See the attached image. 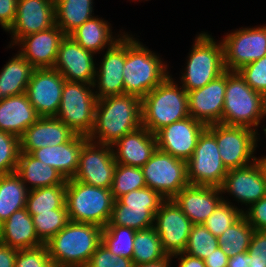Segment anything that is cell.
<instances>
[{
  "label": "cell",
  "instance_id": "cell-1",
  "mask_svg": "<svg viewBox=\"0 0 266 267\" xmlns=\"http://www.w3.org/2000/svg\"><path fill=\"white\" fill-rule=\"evenodd\" d=\"M141 109L142 99L131 94L98 99L94 127L88 140L112 146L124 135L142 126Z\"/></svg>",
  "mask_w": 266,
  "mask_h": 267
},
{
  "label": "cell",
  "instance_id": "cell-2",
  "mask_svg": "<svg viewBox=\"0 0 266 267\" xmlns=\"http://www.w3.org/2000/svg\"><path fill=\"white\" fill-rule=\"evenodd\" d=\"M103 228L91 223L69 222L45 243L55 267H86L101 243Z\"/></svg>",
  "mask_w": 266,
  "mask_h": 267
},
{
  "label": "cell",
  "instance_id": "cell-3",
  "mask_svg": "<svg viewBox=\"0 0 266 267\" xmlns=\"http://www.w3.org/2000/svg\"><path fill=\"white\" fill-rule=\"evenodd\" d=\"M134 36L126 34V59L123 68L125 94L144 98L168 75L166 62Z\"/></svg>",
  "mask_w": 266,
  "mask_h": 267
},
{
  "label": "cell",
  "instance_id": "cell-4",
  "mask_svg": "<svg viewBox=\"0 0 266 267\" xmlns=\"http://www.w3.org/2000/svg\"><path fill=\"white\" fill-rule=\"evenodd\" d=\"M142 126L155 134L163 127L189 117L188 93L169 74L142 98Z\"/></svg>",
  "mask_w": 266,
  "mask_h": 267
},
{
  "label": "cell",
  "instance_id": "cell-5",
  "mask_svg": "<svg viewBox=\"0 0 266 267\" xmlns=\"http://www.w3.org/2000/svg\"><path fill=\"white\" fill-rule=\"evenodd\" d=\"M114 201L111 189L74 179L66 180L65 205L71 222L91 223L104 228L110 220Z\"/></svg>",
  "mask_w": 266,
  "mask_h": 267
},
{
  "label": "cell",
  "instance_id": "cell-6",
  "mask_svg": "<svg viewBox=\"0 0 266 267\" xmlns=\"http://www.w3.org/2000/svg\"><path fill=\"white\" fill-rule=\"evenodd\" d=\"M191 49L180 77L186 92L204 87L226 71L222 42H216L207 32L196 35Z\"/></svg>",
  "mask_w": 266,
  "mask_h": 267
},
{
  "label": "cell",
  "instance_id": "cell-7",
  "mask_svg": "<svg viewBox=\"0 0 266 267\" xmlns=\"http://www.w3.org/2000/svg\"><path fill=\"white\" fill-rule=\"evenodd\" d=\"M261 120L260 93L254 91L238 71H226L222 124L244 126L258 132Z\"/></svg>",
  "mask_w": 266,
  "mask_h": 267
},
{
  "label": "cell",
  "instance_id": "cell-8",
  "mask_svg": "<svg viewBox=\"0 0 266 267\" xmlns=\"http://www.w3.org/2000/svg\"><path fill=\"white\" fill-rule=\"evenodd\" d=\"M93 89V84L65 80L59 111L55 117L75 134L88 137L93 130L98 100Z\"/></svg>",
  "mask_w": 266,
  "mask_h": 267
},
{
  "label": "cell",
  "instance_id": "cell-9",
  "mask_svg": "<svg viewBox=\"0 0 266 267\" xmlns=\"http://www.w3.org/2000/svg\"><path fill=\"white\" fill-rule=\"evenodd\" d=\"M206 129L216 138L222 163L227 170L247 166L258 159L253 155L259 140L257 131L221 123L208 125Z\"/></svg>",
  "mask_w": 266,
  "mask_h": 267
},
{
  "label": "cell",
  "instance_id": "cell-10",
  "mask_svg": "<svg viewBox=\"0 0 266 267\" xmlns=\"http://www.w3.org/2000/svg\"><path fill=\"white\" fill-rule=\"evenodd\" d=\"M141 168L147 187L155 190L164 199H172L189 185L187 161L158 148Z\"/></svg>",
  "mask_w": 266,
  "mask_h": 267
},
{
  "label": "cell",
  "instance_id": "cell-11",
  "mask_svg": "<svg viewBox=\"0 0 266 267\" xmlns=\"http://www.w3.org/2000/svg\"><path fill=\"white\" fill-rule=\"evenodd\" d=\"M227 172L216 138L205 129L198 138L193 155L187 160L189 185L220 187Z\"/></svg>",
  "mask_w": 266,
  "mask_h": 267
},
{
  "label": "cell",
  "instance_id": "cell-12",
  "mask_svg": "<svg viewBox=\"0 0 266 267\" xmlns=\"http://www.w3.org/2000/svg\"><path fill=\"white\" fill-rule=\"evenodd\" d=\"M221 42L225 70L238 71L266 56V25L231 31Z\"/></svg>",
  "mask_w": 266,
  "mask_h": 267
},
{
  "label": "cell",
  "instance_id": "cell-13",
  "mask_svg": "<svg viewBox=\"0 0 266 267\" xmlns=\"http://www.w3.org/2000/svg\"><path fill=\"white\" fill-rule=\"evenodd\" d=\"M193 223L173 199H165L155 214L154 228L168 256L184 252Z\"/></svg>",
  "mask_w": 266,
  "mask_h": 267
},
{
  "label": "cell",
  "instance_id": "cell-14",
  "mask_svg": "<svg viewBox=\"0 0 266 267\" xmlns=\"http://www.w3.org/2000/svg\"><path fill=\"white\" fill-rule=\"evenodd\" d=\"M116 165L111 145L97 144L88 140L80 151L79 166L73 179L111 189Z\"/></svg>",
  "mask_w": 266,
  "mask_h": 267
},
{
  "label": "cell",
  "instance_id": "cell-15",
  "mask_svg": "<svg viewBox=\"0 0 266 267\" xmlns=\"http://www.w3.org/2000/svg\"><path fill=\"white\" fill-rule=\"evenodd\" d=\"M64 83V77L56 69H34L26 95L40 117L57 115Z\"/></svg>",
  "mask_w": 266,
  "mask_h": 267
},
{
  "label": "cell",
  "instance_id": "cell-16",
  "mask_svg": "<svg viewBox=\"0 0 266 267\" xmlns=\"http://www.w3.org/2000/svg\"><path fill=\"white\" fill-rule=\"evenodd\" d=\"M220 190L222 194H231L235 201L246 207L265 197L266 174L260 157L247 166L228 170Z\"/></svg>",
  "mask_w": 266,
  "mask_h": 267
},
{
  "label": "cell",
  "instance_id": "cell-17",
  "mask_svg": "<svg viewBox=\"0 0 266 267\" xmlns=\"http://www.w3.org/2000/svg\"><path fill=\"white\" fill-rule=\"evenodd\" d=\"M55 25L54 0H18L16 16L6 31L13 41L9 48L27 35L47 30Z\"/></svg>",
  "mask_w": 266,
  "mask_h": 267
},
{
  "label": "cell",
  "instance_id": "cell-18",
  "mask_svg": "<svg viewBox=\"0 0 266 267\" xmlns=\"http://www.w3.org/2000/svg\"><path fill=\"white\" fill-rule=\"evenodd\" d=\"M206 128L205 124L191 116L173 122L155 133L157 148L187 161L193 155L198 138Z\"/></svg>",
  "mask_w": 266,
  "mask_h": 267
},
{
  "label": "cell",
  "instance_id": "cell-19",
  "mask_svg": "<svg viewBox=\"0 0 266 267\" xmlns=\"http://www.w3.org/2000/svg\"><path fill=\"white\" fill-rule=\"evenodd\" d=\"M119 35L121 38L107 48L100 67L96 68L93 87H97L94 92L98 99L125 94L123 68L126 59V33Z\"/></svg>",
  "mask_w": 266,
  "mask_h": 267
},
{
  "label": "cell",
  "instance_id": "cell-20",
  "mask_svg": "<svg viewBox=\"0 0 266 267\" xmlns=\"http://www.w3.org/2000/svg\"><path fill=\"white\" fill-rule=\"evenodd\" d=\"M93 52L81 47L72 37L62 39L53 69L67 81L93 84L96 73Z\"/></svg>",
  "mask_w": 266,
  "mask_h": 267
},
{
  "label": "cell",
  "instance_id": "cell-21",
  "mask_svg": "<svg viewBox=\"0 0 266 267\" xmlns=\"http://www.w3.org/2000/svg\"><path fill=\"white\" fill-rule=\"evenodd\" d=\"M226 89V71L204 87L189 91L188 111L206 126L221 123Z\"/></svg>",
  "mask_w": 266,
  "mask_h": 267
},
{
  "label": "cell",
  "instance_id": "cell-22",
  "mask_svg": "<svg viewBox=\"0 0 266 267\" xmlns=\"http://www.w3.org/2000/svg\"><path fill=\"white\" fill-rule=\"evenodd\" d=\"M65 37L55 24L53 27L22 37L16 44L18 52L29 61L35 69L53 68L60 43Z\"/></svg>",
  "mask_w": 266,
  "mask_h": 267
},
{
  "label": "cell",
  "instance_id": "cell-23",
  "mask_svg": "<svg viewBox=\"0 0 266 267\" xmlns=\"http://www.w3.org/2000/svg\"><path fill=\"white\" fill-rule=\"evenodd\" d=\"M172 199L193 224H203L224 197L220 187L188 185Z\"/></svg>",
  "mask_w": 266,
  "mask_h": 267
},
{
  "label": "cell",
  "instance_id": "cell-24",
  "mask_svg": "<svg viewBox=\"0 0 266 267\" xmlns=\"http://www.w3.org/2000/svg\"><path fill=\"white\" fill-rule=\"evenodd\" d=\"M156 149L155 134L143 126L124 135L112 145L117 164L140 168L150 159Z\"/></svg>",
  "mask_w": 266,
  "mask_h": 267
},
{
  "label": "cell",
  "instance_id": "cell-25",
  "mask_svg": "<svg viewBox=\"0 0 266 267\" xmlns=\"http://www.w3.org/2000/svg\"><path fill=\"white\" fill-rule=\"evenodd\" d=\"M74 135L75 133L58 118L40 117L20 137V152L31 154L42 147L68 142Z\"/></svg>",
  "mask_w": 266,
  "mask_h": 267
},
{
  "label": "cell",
  "instance_id": "cell-26",
  "mask_svg": "<svg viewBox=\"0 0 266 267\" xmlns=\"http://www.w3.org/2000/svg\"><path fill=\"white\" fill-rule=\"evenodd\" d=\"M88 137L75 134L68 142L34 150L31 155L56 169L65 180L73 179L79 166V155Z\"/></svg>",
  "mask_w": 266,
  "mask_h": 267
},
{
  "label": "cell",
  "instance_id": "cell-27",
  "mask_svg": "<svg viewBox=\"0 0 266 267\" xmlns=\"http://www.w3.org/2000/svg\"><path fill=\"white\" fill-rule=\"evenodd\" d=\"M40 118L26 93L0 101V130L19 138Z\"/></svg>",
  "mask_w": 266,
  "mask_h": 267
},
{
  "label": "cell",
  "instance_id": "cell-28",
  "mask_svg": "<svg viewBox=\"0 0 266 267\" xmlns=\"http://www.w3.org/2000/svg\"><path fill=\"white\" fill-rule=\"evenodd\" d=\"M0 243L18 250L44 245L26 208L14 212L0 225Z\"/></svg>",
  "mask_w": 266,
  "mask_h": 267
},
{
  "label": "cell",
  "instance_id": "cell-29",
  "mask_svg": "<svg viewBox=\"0 0 266 267\" xmlns=\"http://www.w3.org/2000/svg\"><path fill=\"white\" fill-rule=\"evenodd\" d=\"M16 173L29 190L66 184V180L56 169L26 152L19 154Z\"/></svg>",
  "mask_w": 266,
  "mask_h": 267
},
{
  "label": "cell",
  "instance_id": "cell-30",
  "mask_svg": "<svg viewBox=\"0 0 266 267\" xmlns=\"http://www.w3.org/2000/svg\"><path fill=\"white\" fill-rule=\"evenodd\" d=\"M33 65L19 52L0 71V101L26 93Z\"/></svg>",
  "mask_w": 266,
  "mask_h": 267
},
{
  "label": "cell",
  "instance_id": "cell-31",
  "mask_svg": "<svg viewBox=\"0 0 266 267\" xmlns=\"http://www.w3.org/2000/svg\"><path fill=\"white\" fill-rule=\"evenodd\" d=\"M108 21L98 16L88 19L69 36L81 47L93 53L100 54L105 48H110L121 36L113 37ZM105 47V48H104Z\"/></svg>",
  "mask_w": 266,
  "mask_h": 267
},
{
  "label": "cell",
  "instance_id": "cell-32",
  "mask_svg": "<svg viewBox=\"0 0 266 267\" xmlns=\"http://www.w3.org/2000/svg\"><path fill=\"white\" fill-rule=\"evenodd\" d=\"M54 3L55 24L65 35L94 17L93 0H54Z\"/></svg>",
  "mask_w": 266,
  "mask_h": 267
},
{
  "label": "cell",
  "instance_id": "cell-33",
  "mask_svg": "<svg viewBox=\"0 0 266 267\" xmlns=\"http://www.w3.org/2000/svg\"><path fill=\"white\" fill-rule=\"evenodd\" d=\"M28 191L16 172L0 175V224L25 208Z\"/></svg>",
  "mask_w": 266,
  "mask_h": 267
},
{
  "label": "cell",
  "instance_id": "cell-34",
  "mask_svg": "<svg viewBox=\"0 0 266 267\" xmlns=\"http://www.w3.org/2000/svg\"><path fill=\"white\" fill-rule=\"evenodd\" d=\"M65 199L66 184L36 188L28 191L25 208L31 216L53 209H67Z\"/></svg>",
  "mask_w": 266,
  "mask_h": 267
},
{
  "label": "cell",
  "instance_id": "cell-35",
  "mask_svg": "<svg viewBox=\"0 0 266 267\" xmlns=\"http://www.w3.org/2000/svg\"><path fill=\"white\" fill-rule=\"evenodd\" d=\"M254 231L246 217L242 215L222 235L217 237L219 247L228 257L248 252Z\"/></svg>",
  "mask_w": 266,
  "mask_h": 267
},
{
  "label": "cell",
  "instance_id": "cell-36",
  "mask_svg": "<svg viewBox=\"0 0 266 267\" xmlns=\"http://www.w3.org/2000/svg\"><path fill=\"white\" fill-rule=\"evenodd\" d=\"M133 247V264L152 263L168 256L154 227L136 231Z\"/></svg>",
  "mask_w": 266,
  "mask_h": 267
},
{
  "label": "cell",
  "instance_id": "cell-37",
  "mask_svg": "<svg viewBox=\"0 0 266 267\" xmlns=\"http://www.w3.org/2000/svg\"><path fill=\"white\" fill-rule=\"evenodd\" d=\"M154 218L155 213L151 209L127 208V205H120L115 200L107 225H119L138 231L153 227Z\"/></svg>",
  "mask_w": 266,
  "mask_h": 267
},
{
  "label": "cell",
  "instance_id": "cell-38",
  "mask_svg": "<svg viewBox=\"0 0 266 267\" xmlns=\"http://www.w3.org/2000/svg\"><path fill=\"white\" fill-rule=\"evenodd\" d=\"M136 231L119 225H106L101 242L115 255L132 259Z\"/></svg>",
  "mask_w": 266,
  "mask_h": 267
},
{
  "label": "cell",
  "instance_id": "cell-39",
  "mask_svg": "<svg viewBox=\"0 0 266 267\" xmlns=\"http://www.w3.org/2000/svg\"><path fill=\"white\" fill-rule=\"evenodd\" d=\"M147 187L142 168L117 164L111 186L114 200L133 190Z\"/></svg>",
  "mask_w": 266,
  "mask_h": 267
},
{
  "label": "cell",
  "instance_id": "cell-40",
  "mask_svg": "<svg viewBox=\"0 0 266 267\" xmlns=\"http://www.w3.org/2000/svg\"><path fill=\"white\" fill-rule=\"evenodd\" d=\"M32 220L37 236L44 244L70 222L67 209L38 212L32 216Z\"/></svg>",
  "mask_w": 266,
  "mask_h": 267
},
{
  "label": "cell",
  "instance_id": "cell-41",
  "mask_svg": "<svg viewBox=\"0 0 266 267\" xmlns=\"http://www.w3.org/2000/svg\"><path fill=\"white\" fill-rule=\"evenodd\" d=\"M218 247L219 243L216 236L203 224H194L184 252L204 260Z\"/></svg>",
  "mask_w": 266,
  "mask_h": 267
},
{
  "label": "cell",
  "instance_id": "cell-42",
  "mask_svg": "<svg viewBox=\"0 0 266 267\" xmlns=\"http://www.w3.org/2000/svg\"><path fill=\"white\" fill-rule=\"evenodd\" d=\"M243 208L239 209L232 202L223 199L203 225L216 237L223 234L234 222L243 215Z\"/></svg>",
  "mask_w": 266,
  "mask_h": 267
},
{
  "label": "cell",
  "instance_id": "cell-43",
  "mask_svg": "<svg viewBox=\"0 0 266 267\" xmlns=\"http://www.w3.org/2000/svg\"><path fill=\"white\" fill-rule=\"evenodd\" d=\"M20 154V138L0 130V175L16 172Z\"/></svg>",
  "mask_w": 266,
  "mask_h": 267
},
{
  "label": "cell",
  "instance_id": "cell-44",
  "mask_svg": "<svg viewBox=\"0 0 266 267\" xmlns=\"http://www.w3.org/2000/svg\"><path fill=\"white\" fill-rule=\"evenodd\" d=\"M164 200L155 190L145 187L124 194L116 201L127 208L151 209L156 214Z\"/></svg>",
  "mask_w": 266,
  "mask_h": 267
},
{
  "label": "cell",
  "instance_id": "cell-45",
  "mask_svg": "<svg viewBox=\"0 0 266 267\" xmlns=\"http://www.w3.org/2000/svg\"><path fill=\"white\" fill-rule=\"evenodd\" d=\"M15 267H55L46 245L17 251Z\"/></svg>",
  "mask_w": 266,
  "mask_h": 267
},
{
  "label": "cell",
  "instance_id": "cell-46",
  "mask_svg": "<svg viewBox=\"0 0 266 267\" xmlns=\"http://www.w3.org/2000/svg\"><path fill=\"white\" fill-rule=\"evenodd\" d=\"M238 72L254 91L266 90V56L243 66Z\"/></svg>",
  "mask_w": 266,
  "mask_h": 267
},
{
  "label": "cell",
  "instance_id": "cell-47",
  "mask_svg": "<svg viewBox=\"0 0 266 267\" xmlns=\"http://www.w3.org/2000/svg\"><path fill=\"white\" fill-rule=\"evenodd\" d=\"M132 259L113 254L102 242L92 254L86 267H132Z\"/></svg>",
  "mask_w": 266,
  "mask_h": 267
},
{
  "label": "cell",
  "instance_id": "cell-48",
  "mask_svg": "<svg viewBox=\"0 0 266 267\" xmlns=\"http://www.w3.org/2000/svg\"><path fill=\"white\" fill-rule=\"evenodd\" d=\"M243 215L256 231H266V196L244 209Z\"/></svg>",
  "mask_w": 266,
  "mask_h": 267
},
{
  "label": "cell",
  "instance_id": "cell-49",
  "mask_svg": "<svg viewBox=\"0 0 266 267\" xmlns=\"http://www.w3.org/2000/svg\"><path fill=\"white\" fill-rule=\"evenodd\" d=\"M248 254L250 263L266 264V231H254Z\"/></svg>",
  "mask_w": 266,
  "mask_h": 267
},
{
  "label": "cell",
  "instance_id": "cell-50",
  "mask_svg": "<svg viewBox=\"0 0 266 267\" xmlns=\"http://www.w3.org/2000/svg\"><path fill=\"white\" fill-rule=\"evenodd\" d=\"M18 0H0V25L7 31L13 24L16 16Z\"/></svg>",
  "mask_w": 266,
  "mask_h": 267
},
{
  "label": "cell",
  "instance_id": "cell-51",
  "mask_svg": "<svg viewBox=\"0 0 266 267\" xmlns=\"http://www.w3.org/2000/svg\"><path fill=\"white\" fill-rule=\"evenodd\" d=\"M229 257L218 247L204 259L206 267H227Z\"/></svg>",
  "mask_w": 266,
  "mask_h": 267
},
{
  "label": "cell",
  "instance_id": "cell-52",
  "mask_svg": "<svg viewBox=\"0 0 266 267\" xmlns=\"http://www.w3.org/2000/svg\"><path fill=\"white\" fill-rule=\"evenodd\" d=\"M18 249L0 243V267H15Z\"/></svg>",
  "mask_w": 266,
  "mask_h": 267
},
{
  "label": "cell",
  "instance_id": "cell-53",
  "mask_svg": "<svg viewBox=\"0 0 266 267\" xmlns=\"http://www.w3.org/2000/svg\"><path fill=\"white\" fill-rule=\"evenodd\" d=\"M171 258H178L177 260H180L179 267H206L204 260L191 256L185 252L173 255Z\"/></svg>",
  "mask_w": 266,
  "mask_h": 267
},
{
  "label": "cell",
  "instance_id": "cell-54",
  "mask_svg": "<svg viewBox=\"0 0 266 267\" xmlns=\"http://www.w3.org/2000/svg\"><path fill=\"white\" fill-rule=\"evenodd\" d=\"M249 264V254L248 252H244L229 257L227 267H249Z\"/></svg>",
  "mask_w": 266,
  "mask_h": 267
},
{
  "label": "cell",
  "instance_id": "cell-55",
  "mask_svg": "<svg viewBox=\"0 0 266 267\" xmlns=\"http://www.w3.org/2000/svg\"><path fill=\"white\" fill-rule=\"evenodd\" d=\"M173 260L171 256H167L165 259L152 262V263H143V264H133L132 267H171L170 262Z\"/></svg>",
  "mask_w": 266,
  "mask_h": 267
},
{
  "label": "cell",
  "instance_id": "cell-56",
  "mask_svg": "<svg viewBox=\"0 0 266 267\" xmlns=\"http://www.w3.org/2000/svg\"><path fill=\"white\" fill-rule=\"evenodd\" d=\"M261 118H266V90L260 93Z\"/></svg>",
  "mask_w": 266,
  "mask_h": 267
},
{
  "label": "cell",
  "instance_id": "cell-57",
  "mask_svg": "<svg viewBox=\"0 0 266 267\" xmlns=\"http://www.w3.org/2000/svg\"><path fill=\"white\" fill-rule=\"evenodd\" d=\"M260 161H261V163H262L264 172H265V174H266V156H263L262 158H260Z\"/></svg>",
  "mask_w": 266,
  "mask_h": 267
},
{
  "label": "cell",
  "instance_id": "cell-58",
  "mask_svg": "<svg viewBox=\"0 0 266 267\" xmlns=\"http://www.w3.org/2000/svg\"><path fill=\"white\" fill-rule=\"evenodd\" d=\"M249 267H266V264L250 263Z\"/></svg>",
  "mask_w": 266,
  "mask_h": 267
},
{
  "label": "cell",
  "instance_id": "cell-59",
  "mask_svg": "<svg viewBox=\"0 0 266 267\" xmlns=\"http://www.w3.org/2000/svg\"><path fill=\"white\" fill-rule=\"evenodd\" d=\"M263 131H264V133H265V135H266V127H265V128H263Z\"/></svg>",
  "mask_w": 266,
  "mask_h": 267
}]
</instances>
